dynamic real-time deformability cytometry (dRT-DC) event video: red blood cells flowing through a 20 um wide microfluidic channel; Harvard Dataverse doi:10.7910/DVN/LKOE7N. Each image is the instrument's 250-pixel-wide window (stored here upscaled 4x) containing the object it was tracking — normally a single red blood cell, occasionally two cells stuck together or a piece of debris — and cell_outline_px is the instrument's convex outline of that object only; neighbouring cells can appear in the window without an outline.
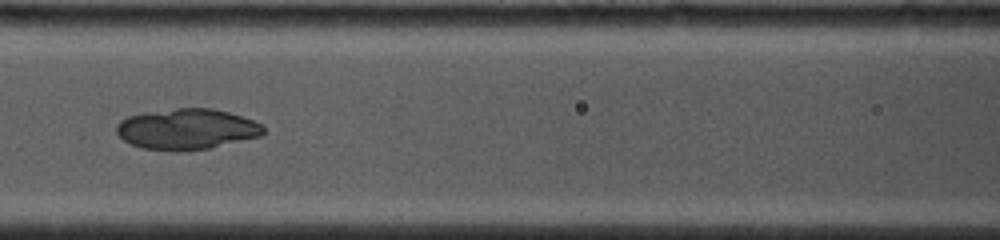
{"species": "common noctule bat (a hibernating species)", "species_latin": "Nyctalus noctula", "temperature_condition": "cold", "stored_images_in_passage": 20, "camera_frame_rate_fps": 4500, "um_per_image_px": 0.085, "animal": {"sex": "female", "body_mass_g": 19.0, "forearm_length_mm": 53.3}, "frame": {"image": 1, "passage_image": 12, "time_ms": 6.444, "image_size_px": [1000, 240], "cell_outline_px": [[264, 132], [260, 136], [208, 148], [140, 148], [124, 140], [116, 132], [116, 124], [120, 120], [128, 116], [148, 112], [176, 108], [212, 108], [228, 112], [252, 120], [260, 124], [264, 128]], "centroid_in_image_um": [15.86, 10.93], "position_along_channel_um": 150.7, "area_um2": 33.76}}
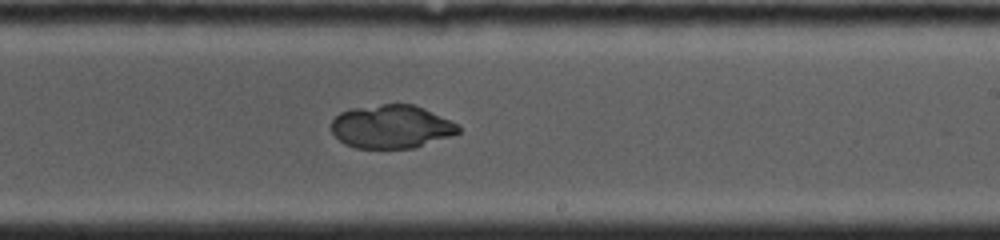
{"frame": {"image": 2, "passage_image": 17, "time_ms": 9.111, "image_size_px": [1000, 240], "cell_outline_px": [[460, 132], [416, 148], [356, 148], [344, 144], [332, 132], [332, 120], [340, 112], [352, 108], [384, 104], [412, 104], [424, 108], [460, 124]], "centroid_in_image_um": [33.28, 10.77], "position_along_channel_um": 255.7, "area_um2": 32.14}}
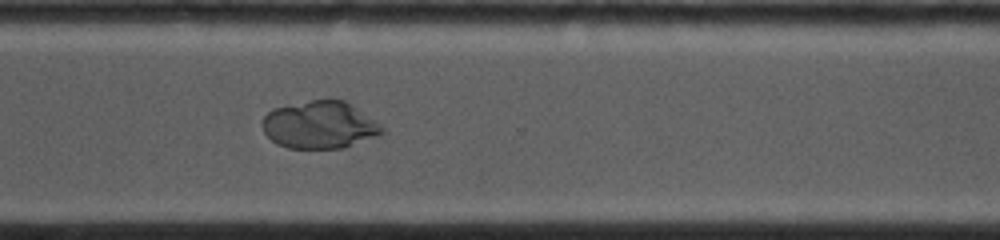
{"frame": {"image": 3, "passage_image": 20, "time_ms": 11.333, "image_size_px": [1000, 240], "cell_outline_px": [[384, 132], [380, 136], [344, 148], [288, 148], [276, 144], [264, 132], [260, 124], [260, 120], [268, 112], [276, 108], [312, 100], [344, 100], [380, 124], [384, 128]], "centroid_in_image_um": [27.17, 10.64], "position_along_channel_um": 343.4, "area_um2": 33.0}}